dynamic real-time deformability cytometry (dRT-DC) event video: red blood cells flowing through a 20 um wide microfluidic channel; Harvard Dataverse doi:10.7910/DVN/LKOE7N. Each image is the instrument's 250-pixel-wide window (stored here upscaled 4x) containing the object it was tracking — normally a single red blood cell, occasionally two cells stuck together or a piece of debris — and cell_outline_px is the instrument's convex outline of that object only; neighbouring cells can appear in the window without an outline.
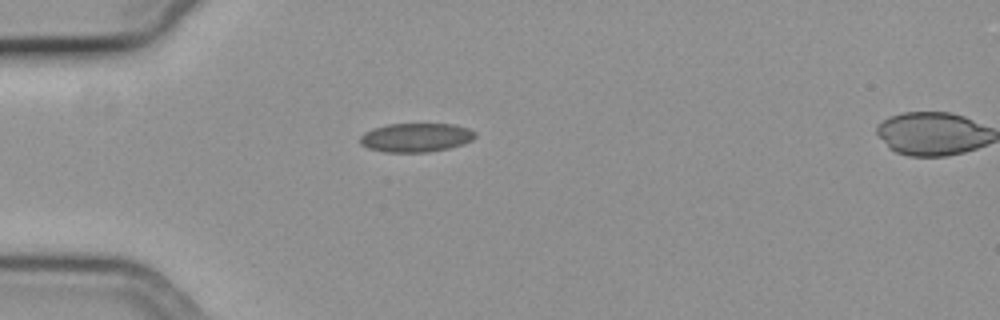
{"species": "common noctule bat (a hibernating species)", "species_latin": "Nyctalus noctula", "temperature_condition": "cold", "stored_images_in_passage": 41, "camera_frame_rate_fps": 3000, "um_per_image_px": 0.085, "animal": {"sex": "female", "body_mass_g": 19.3, "forearm_length_mm": 54.1}, "frame": {"image": 1, "passage_image": 1, "time_ms": 0.0, "image_size_px": [1000, 320], "cell_outline_px": [[476, 136], [472, 140], [464, 144], [448, 148], [428, 152], [384, 152], [368, 148], [360, 144], [360, 136], [364, 132], [372, 128], [388, 124], [452, 124], [468, 128], [476, 132]], "centroid_in_image_um": [35.35, 11.69], "position_along_channel_um": 49.7, "area_um2": 19.48}}
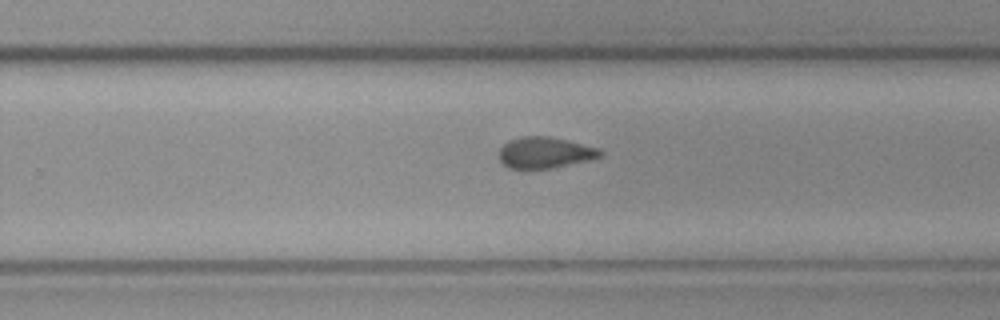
{"frame": {"image": 2, "passage_image": 21, "time_ms": 6.667, "image_size_px": [1000, 320], "cell_outline_px": [[604, 156], [588, 160], [548, 168], [508, 168], [500, 160], [500, 148], [508, 140], [524, 136], [548, 136], [568, 140], [600, 148], [604, 152]], "centroid_in_image_um": [46.35, 12.95], "position_along_channel_um": 283.4, "area_um2": 18.26}}
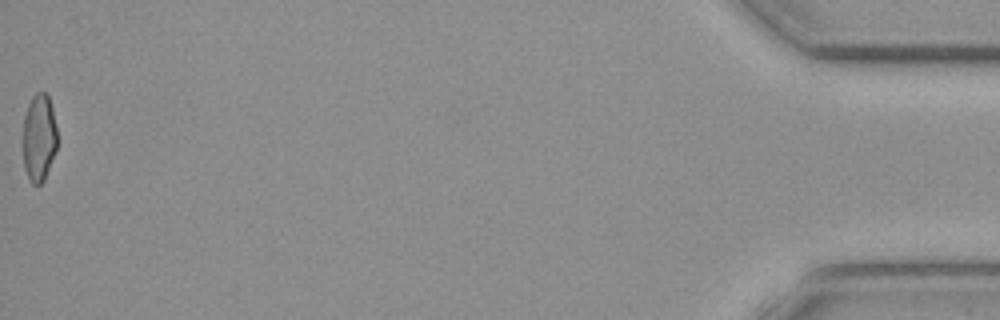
{"frame": {"image": 3, "passage_image": 41, "time_ms": 13.333, "image_size_px": [1000, 320], "cell_outline_px": [[56, 152], [44, 180], [40, 184], [32, 184], [24, 168], [24, 116], [28, 104], [32, 96], [36, 92], [44, 92], [48, 96], [52, 108], [56, 128]], "centroid_in_image_um": [3.32, 11.7], "position_along_channel_um": 431.9, "area_um2": 17.28}, "authors_computed_cell_mechanics": {"area_um2": 18.6116, "velocity_mm_per_s": 3.7517, "shape_relaxation_time_tau1_ms": null, "shape_relaxation_time_tau2_ms": 2.9456, "deformation_change_tau1": null, "deformation_change_tau2": 0.07}}